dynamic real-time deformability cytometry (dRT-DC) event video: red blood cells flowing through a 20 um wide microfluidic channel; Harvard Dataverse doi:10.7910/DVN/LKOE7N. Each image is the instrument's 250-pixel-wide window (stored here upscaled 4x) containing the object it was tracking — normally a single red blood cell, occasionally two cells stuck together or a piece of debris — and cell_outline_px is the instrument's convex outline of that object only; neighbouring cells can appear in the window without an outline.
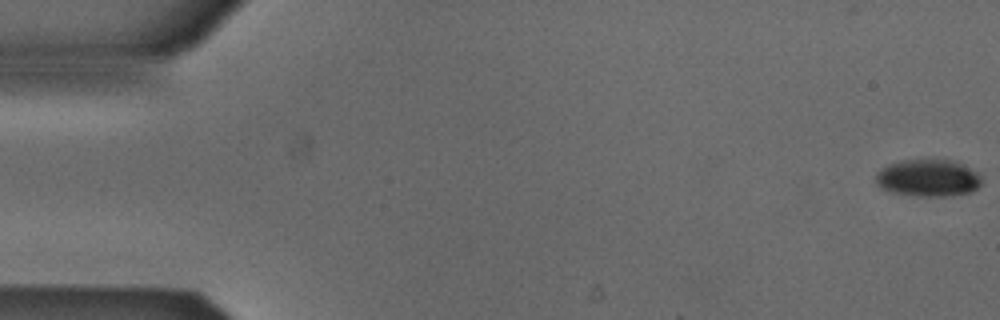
{"species": "Egyptian fruit bat (a non-hibernating species)", "species_latin": "Rousettus aegyptiacus", "temperature_condition": "cold", "stored_images_in_passage": 53, "camera_frame_rate_fps": 3000, "um_per_image_px": 0.085, "animal": {"sex": "male"}, "frame": {"image": 1, "passage_image": 1, "time_ms": 0.0, "image_size_px": [1000, 320], "cell_outline_px": [[980, 184], [972, 192], [944, 196], [920, 196], [892, 192], [876, 184], [876, 172], [880, 168], [888, 164], [900, 160], [956, 160], [964, 164], [976, 172], [980, 176]], "centroid_in_image_um": [78.87, 15.11], "position_along_channel_um": 6.1, "area_um2": 22.83}}
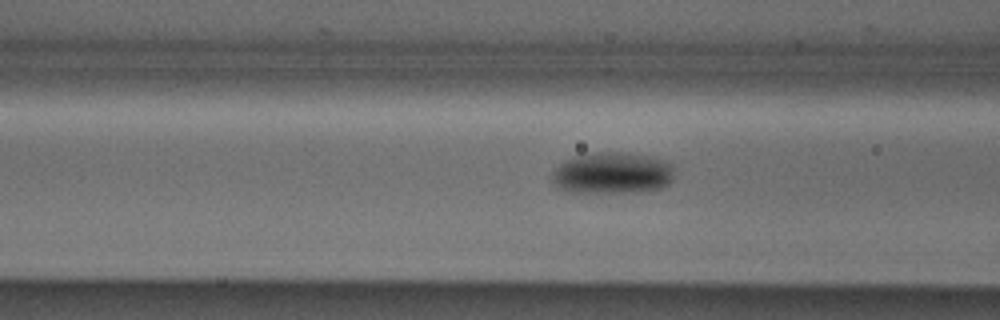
{"frame": {"image": 2, "passage_image": 21, "time_ms": 6.667, "image_size_px": [1000, 320], "cell_outline_px": [[672, 180], [668, 184], [660, 188], [644, 192], [568, 192], [560, 188], [552, 180], [552, 172], [564, 160], [572, 156], [596, 152], [620, 152], [648, 156], [672, 164]], "centroid_in_image_um": [52.02, 14.71], "position_along_channel_um": 114.6, "area_um2": 29.54}}
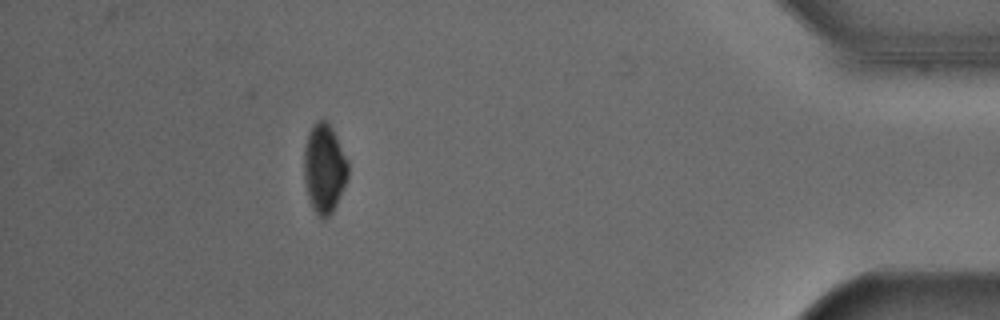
{"frame": {"image": 3, "passage_image": 48, "time_ms": 15.667, "image_size_px": [1000, 320], "cell_outline_px": [[348, 176], [344, 188], [332, 212], [324, 220], [312, 208], [308, 196], [304, 180], [304, 148], [308, 132], [312, 124], [316, 120], [328, 120], [348, 160]], "centroid_in_image_um": [27.56, 14.28], "position_along_channel_um": 407.6, "area_um2": 23.0}, "authors_computed_cell_mechanics": {"area_um2": 25.9522, "velocity_mm_per_s": 3.8777, "shape_relaxation_time_tau1_ms": 2.1988, "shape_relaxation_time_tau2_ms": null, "deformation_change_tau1": 0.071, "deformation_change_tau2": null}}